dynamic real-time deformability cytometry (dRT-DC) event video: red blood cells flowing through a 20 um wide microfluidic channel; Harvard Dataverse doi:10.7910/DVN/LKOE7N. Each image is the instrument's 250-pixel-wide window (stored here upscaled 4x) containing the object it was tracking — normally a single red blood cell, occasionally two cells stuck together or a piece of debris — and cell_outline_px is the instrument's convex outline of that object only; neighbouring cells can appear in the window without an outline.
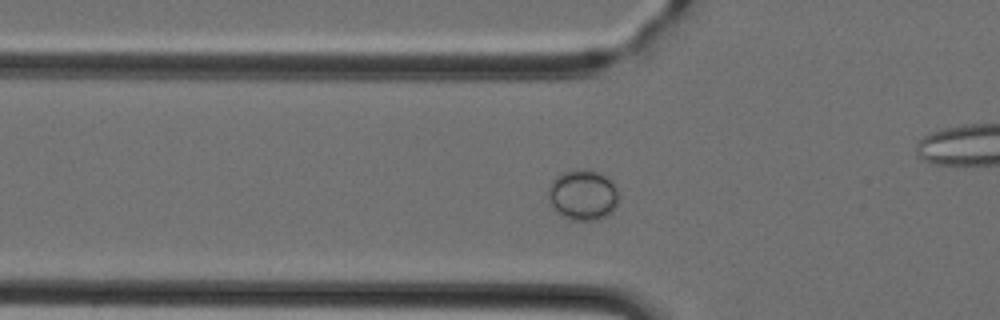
{"species": "Egyptian fruit bat (a non-hibernating species)", "species_latin": "Rousettus aegyptiacus", "temperature_condition": "cold", "stored_images_in_passage": 49, "camera_frame_rate_fps": 3000, "um_per_image_px": 0.085, "animal": {"sex": "female"}, "frame": {"image": 1, "passage_image": 16, "time_ms": 5.0, "image_size_px": [1000, 320], "cell_outline_px": [[620, 200], [616, 208], [612, 212], [596, 220], [572, 220], [560, 216], [552, 208], [548, 200], [548, 188], [552, 180], [556, 176], [564, 172], [584, 168], [588, 168], [608, 176], [616, 188], [620, 196]], "centroid_in_image_um": [49.55, 16.57], "position_along_channel_um": 76.2, "area_um2": 21.27}}
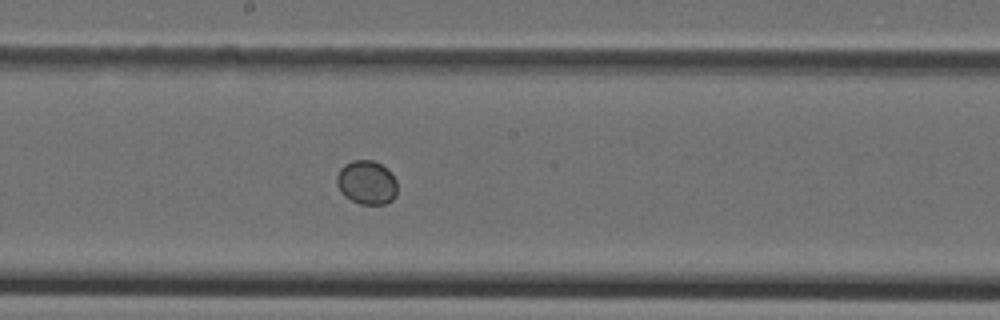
{"frame": {"image": 2, "passage_image": 26, "time_ms": 8.333, "image_size_px": [1000, 320], "cell_outline_px": [[396, 196], [392, 200], [384, 204], [360, 204], [344, 196], [340, 192], [336, 184], [336, 176], [340, 168], [344, 164], [352, 160], [372, 160], [388, 168], [396, 180]], "centroid_in_image_um": [31.15, 15.5], "position_along_channel_um": 217.1, "area_um2": 15.66}}
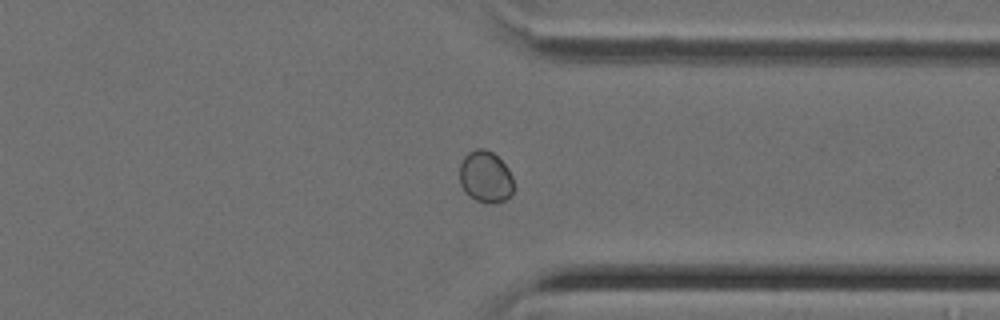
{"frame": {"image": 3, "passage_image": 37, "time_ms": 12.0, "image_size_px": [1000, 320], "cell_outline_px": [[512, 196], [504, 200], [492, 204], [476, 200], [468, 196], [464, 192], [460, 184], [460, 164], [464, 156], [468, 152], [476, 148], [484, 148], [492, 152], [508, 168], [512, 176]], "centroid_in_image_um": [41.25, 15.04], "position_along_channel_um": 370.2, "area_um2": 16.36}}